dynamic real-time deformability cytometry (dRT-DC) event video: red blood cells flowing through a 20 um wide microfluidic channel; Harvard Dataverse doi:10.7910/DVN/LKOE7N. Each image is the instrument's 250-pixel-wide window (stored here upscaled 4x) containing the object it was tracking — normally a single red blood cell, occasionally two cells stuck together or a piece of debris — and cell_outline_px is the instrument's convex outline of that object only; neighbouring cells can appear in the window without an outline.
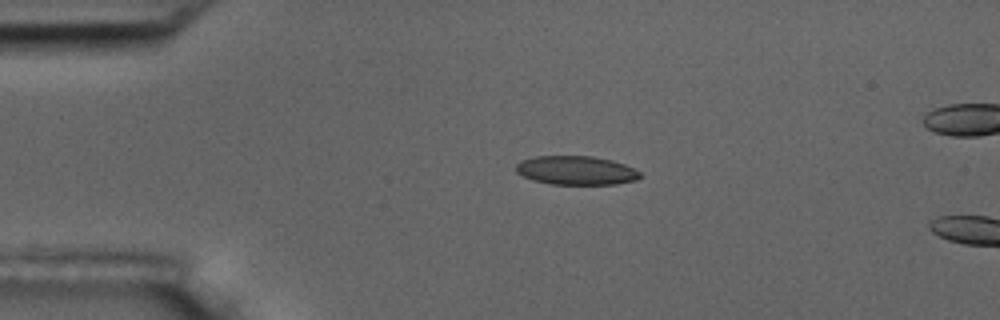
{"species": "common noctule bat (a hibernating species)", "species_latin": "Nyctalus noctula", "temperature_condition": "room temperature", "stored_images_in_passage": 2, "camera_frame_rate_fps": 3000, "um_per_image_px": 0.085, "animal": {"sex": "male", "body_mass_g": 17.5, "forearm_length_mm": 52.3}, "frame": {"image": 1, "passage_image": 1, "time_ms": 0.0, "image_size_px": [1000, 320], "cell_outline_px": [[644, 176], [636, 180], [616, 184], [552, 184], [532, 180], [516, 172], [516, 164], [520, 160], [536, 156], [592, 156], [612, 160], [624, 164], [640, 172]], "centroid_in_image_um": [48.98, 14.48], "position_along_channel_um": 36.0, "area_um2": 20.92}}